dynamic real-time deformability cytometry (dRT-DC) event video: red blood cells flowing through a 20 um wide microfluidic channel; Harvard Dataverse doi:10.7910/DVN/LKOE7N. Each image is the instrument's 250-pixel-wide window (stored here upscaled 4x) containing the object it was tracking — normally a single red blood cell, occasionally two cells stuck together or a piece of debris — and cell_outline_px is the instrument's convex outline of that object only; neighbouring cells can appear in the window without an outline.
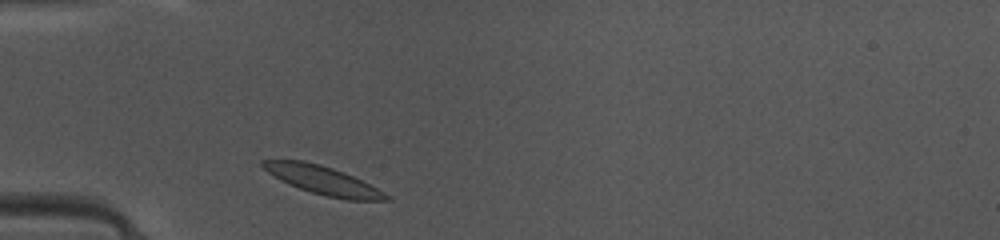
{"species": "common noctule bat (a hibernating species)", "species_latin": "Nyctalus noctula", "temperature_condition": "warm", "stored_images_in_passage": 36, "camera_frame_rate_fps": 3000, "um_per_image_px": 0.085, "animal": {"sex": "female", "body_mass_g": 10.0, "forearm_length_mm": 53.1}, "frame": {"image": 1, "passage_image": 2, "time_ms": 0.333, "image_size_px": [1000, 240], "cell_outline_px": [[392, 200], [344, 200], [324, 196], [288, 184], [280, 180], [268, 172], [260, 164], [260, 160], [304, 160], [320, 164], [344, 172], [392, 196]], "centroid_in_image_um": [27.44, 15.33], "position_along_channel_um": 57.6, "area_um2": 20.35}}
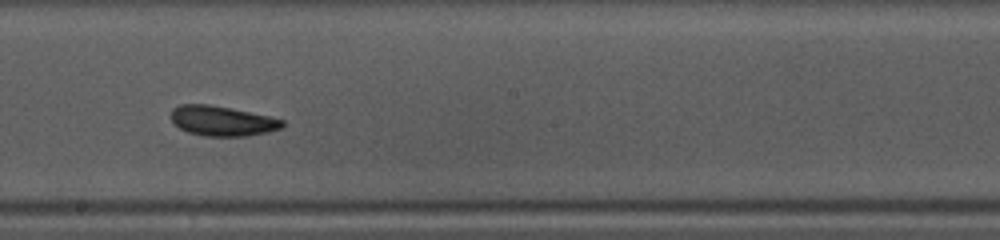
{"frame": {"image": 2, "passage_image": 15, "time_ms": 4.667, "image_size_px": [1000, 240], "cell_outline_px": [[284, 124], [280, 128], [268, 132], [248, 136], [204, 136], [188, 132], [172, 124], [172, 108], [180, 104], [208, 104], [232, 108], [268, 116], [284, 120]], "centroid_in_image_um": [18.86, 10.28], "position_along_channel_um": 229.3, "area_um2": 19.48}}
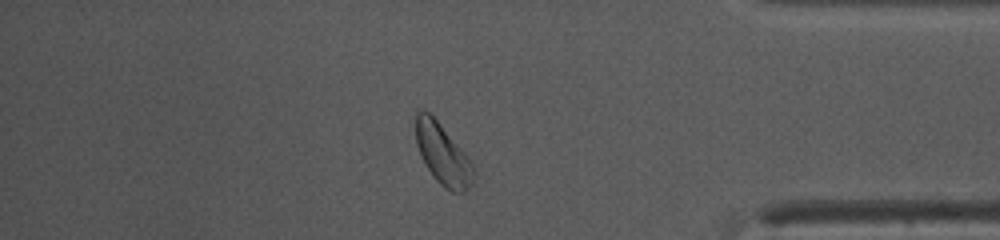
{"frame": {"image": 3, "passage_image": 29, "time_ms": 9.333, "image_size_px": [1000, 240], "cell_outline_px": [[472, 184], [464, 192], [452, 192], [444, 188], [432, 176], [416, 144], [416, 112], [420, 108], [428, 112], [436, 120], [468, 156], [472, 164]], "centroid_in_image_um": [37.62, 13.12], "position_along_channel_um": 397.6, "area_um2": 20.0}, "authors_computed_cell_mechanics": {"area_um2": 19.8832, "velocity_mm_per_s": 4.1086, "shape_relaxation_time_tau1_ms": null, "shape_relaxation_time_tau2_ms": 2.7219, "deformation_change_tau1": null, "deformation_change_tau2": 0.0512}}